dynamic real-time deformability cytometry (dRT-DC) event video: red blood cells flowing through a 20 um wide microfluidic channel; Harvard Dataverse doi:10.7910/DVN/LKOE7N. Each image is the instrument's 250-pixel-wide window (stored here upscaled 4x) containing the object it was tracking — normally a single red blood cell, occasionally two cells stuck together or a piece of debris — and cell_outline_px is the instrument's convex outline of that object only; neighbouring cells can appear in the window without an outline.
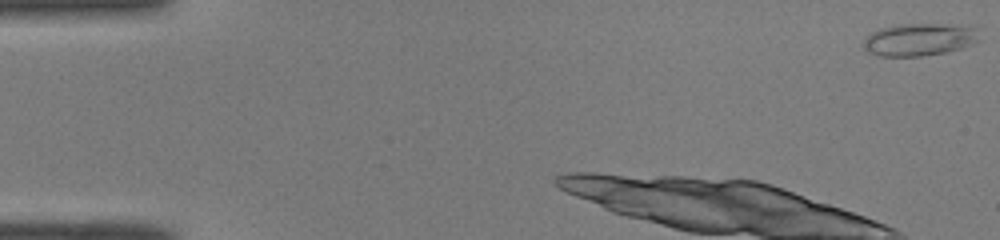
{"species": "common noctule bat (a hibernating species)", "species_latin": "Nyctalus noctula", "temperature_condition": "room temperature", "stored_images_in_passage": 8, "camera_frame_rate_fps": 3000, "um_per_image_px": 0.085, "animal": {"sex": "male", "body_mass_g": 19.0, "forearm_length_mm": 50.8}, "frame": {"image": 1, "passage_image": 1, "time_ms": 0.0, "image_size_px": [1000, 240], "cell_outline_px": [[984, 40], [960, 48], [944, 52], [924, 56], [880, 56], [868, 52], [864, 48], [864, 40], [872, 32], [880, 28], [896, 24], [948, 24], [972, 28]], "centroid_in_image_um": [78.13, 3.36], "position_along_channel_um": 6.9, "area_um2": 21.85}}